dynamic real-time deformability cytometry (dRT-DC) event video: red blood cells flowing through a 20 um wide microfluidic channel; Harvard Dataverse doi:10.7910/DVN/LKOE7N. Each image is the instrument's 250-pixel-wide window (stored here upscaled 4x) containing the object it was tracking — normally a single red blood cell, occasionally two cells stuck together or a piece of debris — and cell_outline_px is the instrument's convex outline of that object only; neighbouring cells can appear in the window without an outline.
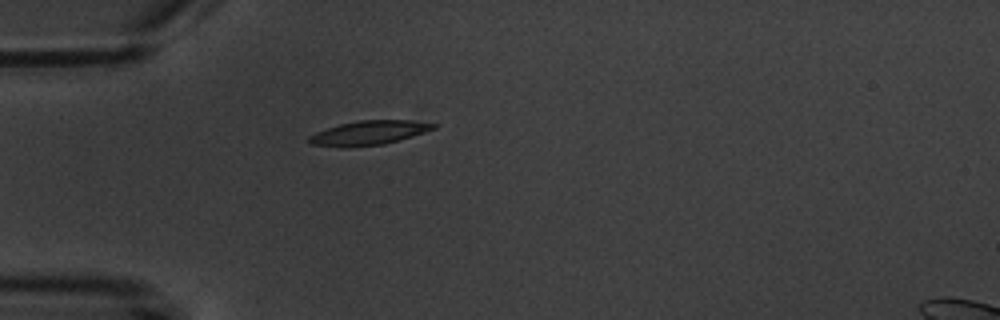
{"species": "common noctule bat (a hibernating species)", "species_latin": "Nyctalus noctula", "temperature_condition": "warm", "stored_images_in_passage": 5, "camera_frame_rate_fps": 3000, "um_per_image_px": 0.085, "animal": {"sex": "male", "body_mass_g": 20.1, "forearm_length_mm": 53.5}, "frame": {"image": 1, "passage_image": 5, "time_ms": 5.667, "image_size_px": [1000, 320], "cell_outline_px": [[440, 124], [436, 128], [424, 132], [384, 144], [340, 148], [312, 144], [308, 140], [308, 136], [316, 132], [340, 124], [360, 120], [408, 120]], "centroid_in_image_um": [31.34, 11.29], "position_along_channel_um": 53.7, "area_um2": 17.46}}